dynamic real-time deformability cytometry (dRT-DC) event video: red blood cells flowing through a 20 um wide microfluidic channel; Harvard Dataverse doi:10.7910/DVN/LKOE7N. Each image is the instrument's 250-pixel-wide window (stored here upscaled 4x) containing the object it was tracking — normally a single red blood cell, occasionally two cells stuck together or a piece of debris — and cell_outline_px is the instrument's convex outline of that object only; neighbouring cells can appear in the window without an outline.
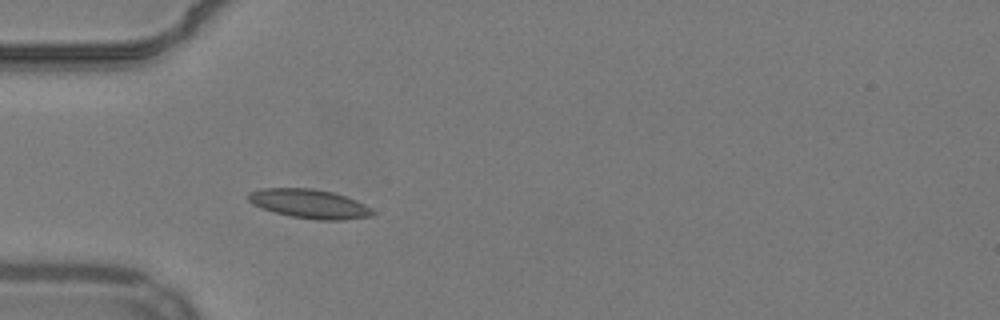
{"species": "common noctule bat (a hibernating species)", "species_latin": "Nyctalus noctula", "temperature_condition": "warm", "stored_images_in_passage": 33, "camera_frame_rate_fps": 3000, "um_per_image_px": 0.085, "animal": {"sex": "male", "body_mass_g": 19.2, "forearm_length_mm": 51.8}, "frame": {"image": 1, "passage_image": 5, "time_ms": 1.333, "image_size_px": [1000, 320], "cell_outline_px": [[376, 212], [372, 216], [344, 220], [316, 220], [288, 216], [252, 204], [248, 200], [248, 192], [260, 188], [312, 188], [332, 192], [356, 200], [372, 208]], "centroid_in_image_um": [26.31, 17.32], "position_along_channel_um": 58.7, "area_um2": 21.15}}
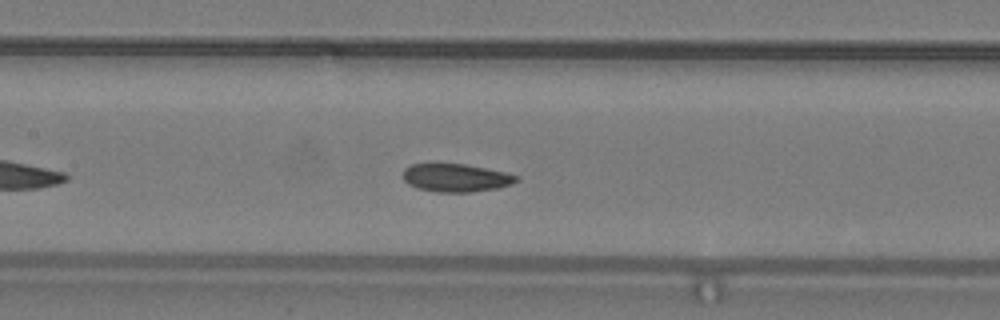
{"frame": {"image": 2, "passage_image": 14, "time_ms": 4.333, "image_size_px": [1000, 320], "cell_outline_px": [[520, 180], [512, 184], [496, 188], [472, 192], [436, 192], [416, 188], [408, 184], [404, 180], [404, 168], [412, 164], [464, 164], [508, 172], [520, 176]], "centroid_in_image_um": [38.8, 15.11], "position_along_channel_um": 168.6, "area_um2": 18.67}}
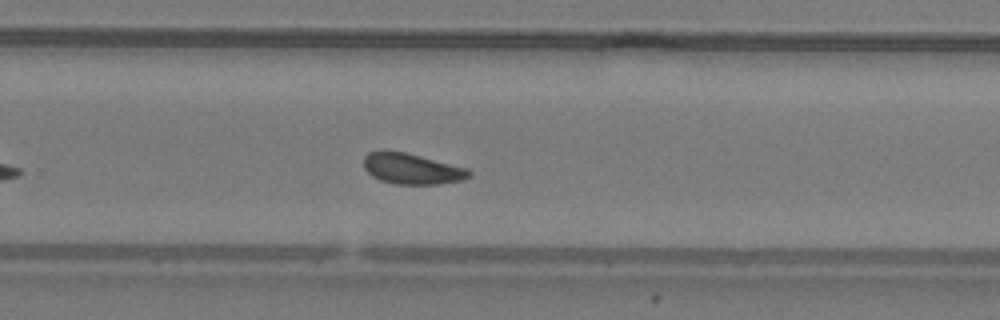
{"frame": {"image": 3, "passage_image": 24, "time_ms": 7.667, "image_size_px": [1000, 320], "cell_outline_px": [[472, 172], [468, 176], [460, 180], [436, 184], [396, 184], [380, 180], [372, 176], [364, 168], [364, 156], [368, 152], [380, 148], [384, 148], [404, 152], [468, 168]], "centroid_in_image_um": [34.93, 14.31], "position_along_channel_um": 294.9, "area_um2": 19.02}, "authors_computed_cell_mechanics": {"area_um2": 18.9584, "velocity_mm_per_s": 3.8027, "shape_relaxation_time_tau1_ms": 4.363, "shape_relaxation_time_tau2_ms": 4.2782, "deformation_change_tau1": 0.0859, "deformation_change_tau2": 0.0761}}